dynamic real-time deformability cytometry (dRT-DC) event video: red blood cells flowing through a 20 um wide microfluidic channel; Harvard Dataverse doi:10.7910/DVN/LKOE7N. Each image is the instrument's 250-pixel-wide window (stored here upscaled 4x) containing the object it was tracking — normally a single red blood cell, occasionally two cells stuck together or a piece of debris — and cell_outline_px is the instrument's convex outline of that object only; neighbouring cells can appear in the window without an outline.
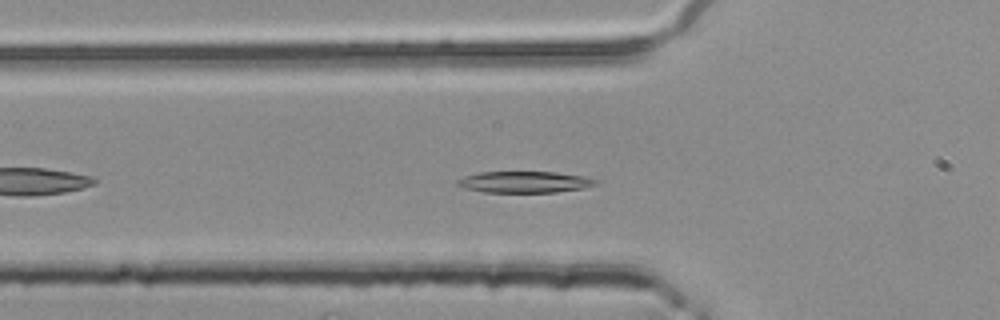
{"species": "common noctule bat (a hibernating species)", "species_latin": "Nyctalus noctula", "temperature_condition": "room temperature", "stored_images_in_passage": 8, "camera_frame_rate_fps": 3000, "um_per_image_px": 0.085, "animal": {"sex": "female", "body_mass_g": 25.1}, "frame": {"image": 1, "passage_image": 6, "time_ms": 1.667, "image_size_px": [1000, 320], "cell_outline_px": [[600, 180], [596, 184], [584, 188], [556, 192], [484, 192], [464, 188], [456, 184], [456, 180], [464, 176], [480, 172], [552, 172], [580, 176]], "centroid_in_image_um": [44.55, 15.47], "position_along_channel_um": 81.2, "area_um2": 17.11}}